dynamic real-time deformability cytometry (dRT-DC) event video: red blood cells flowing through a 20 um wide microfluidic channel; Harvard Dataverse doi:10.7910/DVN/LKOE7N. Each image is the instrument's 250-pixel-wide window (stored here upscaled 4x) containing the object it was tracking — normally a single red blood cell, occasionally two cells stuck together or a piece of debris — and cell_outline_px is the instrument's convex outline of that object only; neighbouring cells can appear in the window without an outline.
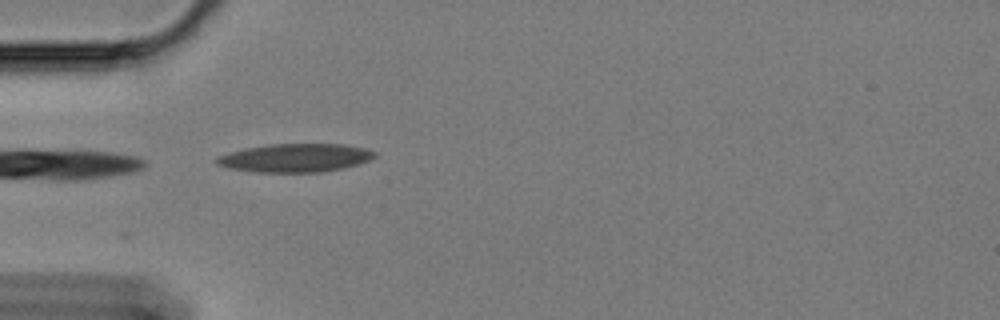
{"species": "Egyptian fruit bat (a non-hibernating species)", "species_latin": "Rousettus aegyptiacus", "temperature_condition": "cold", "stored_images_in_passage": 27, "camera_frame_rate_fps": 3000, "um_per_image_px": 0.085, "animal": {"sex": "female"}, "frame": {"image": 1, "passage_image": 1, "time_ms": 0.0, "image_size_px": [1000, 320], "cell_outline_px": [[376, 156], [360, 164], [344, 168], [324, 172], [256, 172], [228, 168], [216, 164], [216, 156], [228, 152], [244, 148], [268, 144], [344, 144], [368, 148], [376, 152]], "centroid_in_image_um": [25.11, 13.41], "position_along_channel_um": 59.9, "area_um2": 26.47}}
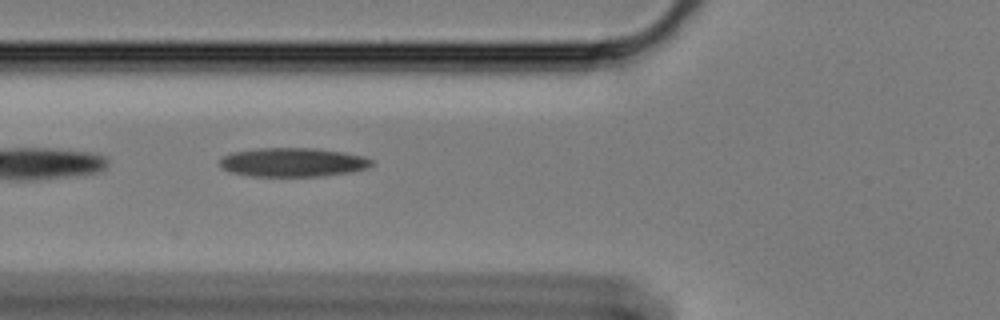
{"frame": {"image": 2, "passage_image": 5, "time_ms": 1.333, "image_size_px": [1000, 320], "cell_outline_px": [[372, 164], [368, 168], [352, 172], [324, 176], [252, 176], [228, 172], [220, 168], [220, 160], [224, 156], [232, 152], [256, 148], [316, 148], [344, 152], [364, 156], [372, 160]], "centroid_in_image_um": [24.89, 13.79], "position_along_channel_um": 100.9, "area_um2": 25.84}}
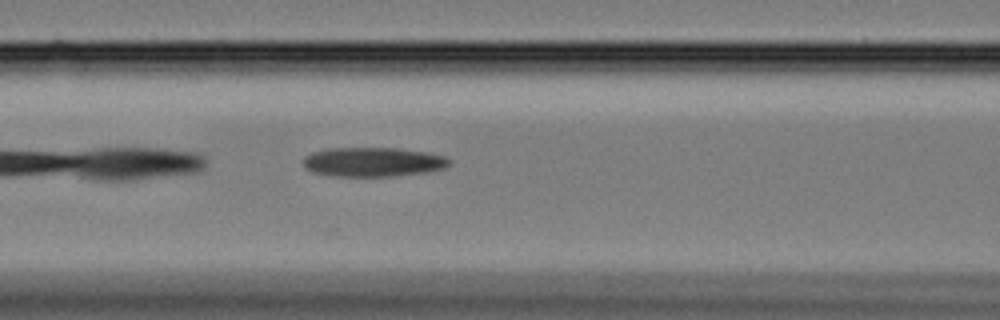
{"frame": {"image": 3, "passage_image": 8, "time_ms": 2.333, "image_size_px": [1000, 320], "cell_outline_px": [[452, 160], [444, 168], [428, 172], [392, 176], [332, 176], [312, 172], [304, 168], [304, 156], [312, 152], [328, 148], [396, 148], [424, 152], [444, 156]], "centroid_in_image_um": [31.67, 13.77], "position_along_channel_um": 134.9, "area_um2": 24.97}}